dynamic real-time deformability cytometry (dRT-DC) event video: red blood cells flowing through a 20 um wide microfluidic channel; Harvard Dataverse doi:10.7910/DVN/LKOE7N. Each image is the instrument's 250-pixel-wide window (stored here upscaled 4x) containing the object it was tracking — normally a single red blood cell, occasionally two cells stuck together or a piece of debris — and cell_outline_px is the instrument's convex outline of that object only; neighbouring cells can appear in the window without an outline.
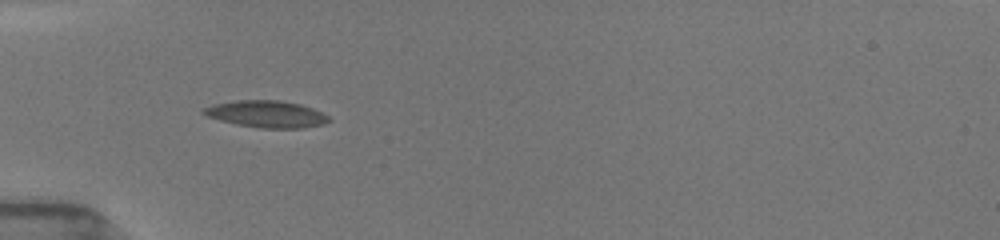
{"species": "common noctule bat (a hibernating species)", "species_latin": "Nyctalus noctula", "temperature_condition": "room temperature", "stored_images_in_passage": 8, "camera_frame_rate_fps": 3000, "um_per_image_px": 0.085, "animal": {"sex": "female", "body_mass_g": 19.5, "forearm_length_mm": 54.1}, "frame": {"image": 1, "passage_image": 7, "time_ms": 5.333, "image_size_px": [1000, 240], "cell_outline_px": [[332, 120], [324, 124], [304, 128], [260, 128], [236, 124], [220, 120], [208, 116], [200, 112], [200, 108], [212, 104], [236, 100], [280, 100], [300, 104], [312, 108], [328, 116]], "centroid_in_image_um": [22.62, 9.69], "position_along_channel_um": 62.4, "area_um2": 19.77}}
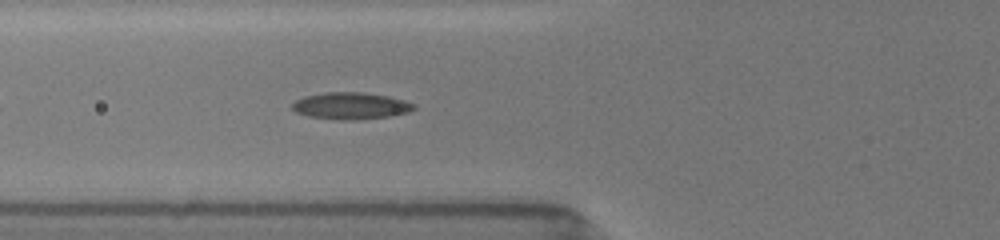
{"frame": {"image": 2, "passage_image": 8, "time_ms": 6.333, "image_size_px": [1000, 240], "cell_outline_px": [[416, 108], [408, 112], [388, 116], [356, 120], [340, 120], [308, 116], [296, 112], [292, 108], [292, 104], [296, 100], [304, 96], [324, 92], [364, 92], [388, 96], [404, 100], [416, 104]], "centroid_in_image_um": [29.82, 8.99], "position_along_channel_um": 96.0, "area_um2": 19.07}}